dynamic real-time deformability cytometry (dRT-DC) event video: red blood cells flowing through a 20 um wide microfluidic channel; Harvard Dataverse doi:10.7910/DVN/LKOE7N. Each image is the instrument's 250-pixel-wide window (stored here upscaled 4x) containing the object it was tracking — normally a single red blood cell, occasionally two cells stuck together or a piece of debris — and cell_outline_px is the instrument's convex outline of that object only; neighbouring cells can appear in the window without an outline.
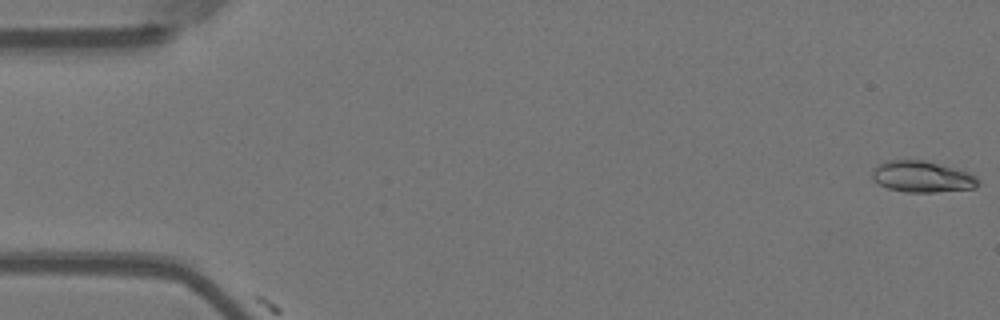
{"species": "Egyptian fruit bat (a non-hibernating species)", "species_latin": "Rousettus aegyptiacus", "temperature_condition": "warm", "stored_images_in_passage": 2, "camera_frame_rate_fps": 3000, "um_per_image_px": 0.085, "animal": {"sex": "female"}, "frame": {"image": 1, "passage_image": 1, "time_ms": 0.0, "image_size_px": [1000, 320], "cell_outline_px": [[980, 184], [976, 188], [936, 192], [904, 192], [888, 188], [872, 180], [872, 172], [876, 164], [884, 160], [924, 160], [968, 172], [976, 176], [980, 180]], "centroid_in_image_um": [78.37, 15.02], "position_along_channel_um": 6.6, "area_um2": 19.48}}